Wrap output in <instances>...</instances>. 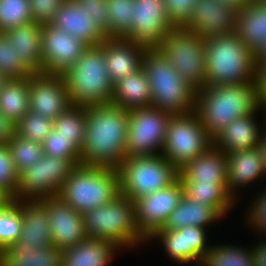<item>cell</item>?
Segmentation results:
<instances>
[{
	"label": "cell",
	"mask_w": 266,
	"mask_h": 266,
	"mask_svg": "<svg viewBox=\"0 0 266 266\" xmlns=\"http://www.w3.org/2000/svg\"><path fill=\"white\" fill-rule=\"evenodd\" d=\"M128 115L129 110L112 103L86 107L81 165L114 169L119 167L126 158Z\"/></svg>",
	"instance_id": "6da1fadb"
},
{
	"label": "cell",
	"mask_w": 266,
	"mask_h": 266,
	"mask_svg": "<svg viewBox=\"0 0 266 266\" xmlns=\"http://www.w3.org/2000/svg\"><path fill=\"white\" fill-rule=\"evenodd\" d=\"M260 109L254 82L211 85L196 91L195 111L212 139L232 121Z\"/></svg>",
	"instance_id": "7a4b0ae2"
},
{
	"label": "cell",
	"mask_w": 266,
	"mask_h": 266,
	"mask_svg": "<svg viewBox=\"0 0 266 266\" xmlns=\"http://www.w3.org/2000/svg\"><path fill=\"white\" fill-rule=\"evenodd\" d=\"M206 86L254 82L256 53L235 32L205 39Z\"/></svg>",
	"instance_id": "3957f363"
},
{
	"label": "cell",
	"mask_w": 266,
	"mask_h": 266,
	"mask_svg": "<svg viewBox=\"0 0 266 266\" xmlns=\"http://www.w3.org/2000/svg\"><path fill=\"white\" fill-rule=\"evenodd\" d=\"M142 68L150 83L151 106L172 115L195 110L196 90L157 48H146Z\"/></svg>",
	"instance_id": "277c9868"
},
{
	"label": "cell",
	"mask_w": 266,
	"mask_h": 266,
	"mask_svg": "<svg viewBox=\"0 0 266 266\" xmlns=\"http://www.w3.org/2000/svg\"><path fill=\"white\" fill-rule=\"evenodd\" d=\"M62 76L71 105L89 107L112 102L114 84L106 69L102 43L88 46Z\"/></svg>",
	"instance_id": "5b68a950"
},
{
	"label": "cell",
	"mask_w": 266,
	"mask_h": 266,
	"mask_svg": "<svg viewBox=\"0 0 266 266\" xmlns=\"http://www.w3.org/2000/svg\"><path fill=\"white\" fill-rule=\"evenodd\" d=\"M82 215L88 238L109 240L120 248L148 241L137 226L134 200L122 194Z\"/></svg>",
	"instance_id": "8992f818"
},
{
	"label": "cell",
	"mask_w": 266,
	"mask_h": 266,
	"mask_svg": "<svg viewBox=\"0 0 266 266\" xmlns=\"http://www.w3.org/2000/svg\"><path fill=\"white\" fill-rule=\"evenodd\" d=\"M119 194L117 169L78 165L69 174L57 196L83 214L108 204Z\"/></svg>",
	"instance_id": "52a82bcc"
},
{
	"label": "cell",
	"mask_w": 266,
	"mask_h": 266,
	"mask_svg": "<svg viewBox=\"0 0 266 266\" xmlns=\"http://www.w3.org/2000/svg\"><path fill=\"white\" fill-rule=\"evenodd\" d=\"M120 194L132 200L168 187L179 171L161 154L125 158L117 168Z\"/></svg>",
	"instance_id": "ba28073f"
},
{
	"label": "cell",
	"mask_w": 266,
	"mask_h": 266,
	"mask_svg": "<svg viewBox=\"0 0 266 266\" xmlns=\"http://www.w3.org/2000/svg\"><path fill=\"white\" fill-rule=\"evenodd\" d=\"M196 91L206 86L205 39L183 27L166 33L157 47Z\"/></svg>",
	"instance_id": "9c48e42d"
},
{
	"label": "cell",
	"mask_w": 266,
	"mask_h": 266,
	"mask_svg": "<svg viewBox=\"0 0 266 266\" xmlns=\"http://www.w3.org/2000/svg\"><path fill=\"white\" fill-rule=\"evenodd\" d=\"M212 144L213 139L194 110L186 114L171 115L161 155L179 171Z\"/></svg>",
	"instance_id": "30bf717a"
},
{
	"label": "cell",
	"mask_w": 266,
	"mask_h": 266,
	"mask_svg": "<svg viewBox=\"0 0 266 266\" xmlns=\"http://www.w3.org/2000/svg\"><path fill=\"white\" fill-rule=\"evenodd\" d=\"M171 115L152 106L129 110L126 158L162 153Z\"/></svg>",
	"instance_id": "8fae6325"
},
{
	"label": "cell",
	"mask_w": 266,
	"mask_h": 266,
	"mask_svg": "<svg viewBox=\"0 0 266 266\" xmlns=\"http://www.w3.org/2000/svg\"><path fill=\"white\" fill-rule=\"evenodd\" d=\"M76 165L69 159L43 154L19 174L14 200H39L57 196Z\"/></svg>",
	"instance_id": "7c38bea8"
},
{
	"label": "cell",
	"mask_w": 266,
	"mask_h": 266,
	"mask_svg": "<svg viewBox=\"0 0 266 266\" xmlns=\"http://www.w3.org/2000/svg\"><path fill=\"white\" fill-rule=\"evenodd\" d=\"M130 31L123 37L146 48H157L174 26L168 19L164 0H134Z\"/></svg>",
	"instance_id": "4fadbf2b"
},
{
	"label": "cell",
	"mask_w": 266,
	"mask_h": 266,
	"mask_svg": "<svg viewBox=\"0 0 266 266\" xmlns=\"http://www.w3.org/2000/svg\"><path fill=\"white\" fill-rule=\"evenodd\" d=\"M184 194V184L178 178L164 189L134 199L137 226L147 239L164 226Z\"/></svg>",
	"instance_id": "5bb4252c"
},
{
	"label": "cell",
	"mask_w": 266,
	"mask_h": 266,
	"mask_svg": "<svg viewBox=\"0 0 266 266\" xmlns=\"http://www.w3.org/2000/svg\"><path fill=\"white\" fill-rule=\"evenodd\" d=\"M88 47L86 43L51 24L42 27V74L62 75Z\"/></svg>",
	"instance_id": "9a60e30c"
},
{
	"label": "cell",
	"mask_w": 266,
	"mask_h": 266,
	"mask_svg": "<svg viewBox=\"0 0 266 266\" xmlns=\"http://www.w3.org/2000/svg\"><path fill=\"white\" fill-rule=\"evenodd\" d=\"M239 8L222 0H197L183 28L204 39L236 31Z\"/></svg>",
	"instance_id": "2e32d148"
},
{
	"label": "cell",
	"mask_w": 266,
	"mask_h": 266,
	"mask_svg": "<svg viewBox=\"0 0 266 266\" xmlns=\"http://www.w3.org/2000/svg\"><path fill=\"white\" fill-rule=\"evenodd\" d=\"M71 106L62 75L36 73L29 77V110L53 121Z\"/></svg>",
	"instance_id": "e0dca14e"
},
{
	"label": "cell",
	"mask_w": 266,
	"mask_h": 266,
	"mask_svg": "<svg viewBox=\"0 0 266 266\" xmlns=\"http://www.w3.org/2000/svg\"><path fill=\"white\" fill-rule=\"evenodd\" d=\"M48 212L52 245L60 250L80 244L87 239L83 215L76 212L60 197L39 199Z\"/></svg>",
	"instance_id": "ac0fdd59"
},
{
	"label": "cell",
	"mask_w": 266,
	"mask_h": 266,
	"mask_svg": "<svg viewBox=\"0 0 266 266\" xmlns=\"http://www.w3.org/2000/svg\"><path fill=\"white\" fill-rule=\"evenodd\" d=\"M206 229L196 226H187L178 230L158 229L149 238L162 241L165 253L178 264L197 262L202 260L210 249L207 245Z\"/></svg>",
	"instance_id": "d6986e66"
},
{
	"label": "cell",
	"mask_w": 266,
	"mask_h": 266,
	"mask_svg": "<svg viewBox=\"0 0 266 266\" xmlns=\"http://www.w3.org/2000/svg\"><path fill=\"white\" fill-rule=\"evenodd\" d=\"M22 214L20 237L11 249L39 250L52 245V235L48 221V212L39 200H15Z\"/></svg>",
	"instance_id": "ffe728a7"
},
{
	"label": "cell",
	"mask_w": 266,
	"mask_h": 266,
	"mask_svg": "<svg viewBox=\"0 0 266 266\" xmlns=\"http://www.w3.org/2000/svg\"><path fill=\"white\" fill-rule=\"evenodd\" d=\"M50 24L82 40L88 46L101 44L108 38L93 22L86 9H82L75 0H65Z\"/></svg>",
	"instance_id": "44dd1931"
},
{
	"label": "cell",
	"mask_w": 266,
	"mask_h": 266,
	"mask_svg": "<svg viewBox=\"0 0 266 266\" xmlns=\"http://www.w3.org/2000/svg\"><path fill=\"white\" fill-rule=\"evenodd\" d=\"M107 72L115 84L142 67L146 47L124 38H107L102 42Z\"/></svg>",
	"instance_id": "7402d4cb"
},
{
	"label": "cell",
	"mask_w": 266,
	"mask_h": 266,
	"mask_svg": "<svg viewBox=\"0 0 266 266\" xmlns=\"http://www.w3.org/2000/svg\"><path fill=\"white\" fill-rule=\"evenodd\" d=\"M183 184L227 183L226 153L212 144L179 170Z\"/></svg>",
	"instance_id": "603a6c76"
},
{
	"label": "cell",
	"mask_w": 266,
	"mask_h": 266,
	"mask_svg": "<svg viewBox=\"0 0 266 266\" xmlns=\"http://www.w3.org/2000/svg\"><path fill=\"white\" fill-rule=\"evenodd\" d=\"M227 190L235 196L238 187L246 186L266 176L262 165V156L258 148L226 153ZM237 188V189H236Z\"/></svg>",
	"instance_id": "cb8c5ba5"
},
{
	"label": "cell",
	"mask_w": 266,
	"mask_h": 266,
	"mask_svg": "<svg viewBox=\"0 0 266 266\" xmlns=\"http://www.w3.org/2000/svg\"><path fill=\"white\" fill-rule=\"evenodd\" d=\"M42 27L43 24L32 21L4 33L12 43L19 60L34 74L42 73Z\"/></svg>",
	"instance_id": "d4e9b609"
},
{
	"label": "cell",
	"mask_w": 266,
	"mask_h": 266,
	"mask_svg": "<svg viewBox=\"0 0 266 266\" xmlns=\"http://www.w3.org/2000/svg\"><path fill=\"white\" fill-rule=\"evenodd\" d=\"M254 115L232 121L213 139V144L224 153L258 148L263 133Z\"/></svg>",
	"instance_id": "484cf974"
},
{
	"label": "cell",
	"mask_w": 266,
	"mask_h": 266,
	"mask_svg": "<svg viewBox=\"0 0 266 266\" xmlns=\"http://www.w3.org/2000/svg\"><path fill=\"white\" fill-rule=\"evenodd\" d=\"M109 240L87 238L76 246L61 250V266H107L116 250Z\"/></svg>",
	"instance_id": "4316f807"
},
{
	"label": "cell",
	"mask_w": 266,
	"mask_h": 266,
	"mask_svg": "<svg viewBox=\"0 0 266 266\" xmlns=\"http://www.w3.org/2000/svg\"><path fill=\"white\" fill-rule=\"evenodd\" d=\"M223 215L213 206H207L189 198L186 194L168 216L161 230H178L187 226L205 228Z\"/></svg>",
	"instance_id": "83f0119b"
},
{
	"label": "cell",
	"mask_w": 266,
	"mask_h": 266,
	"mask_svg": "<svg viewBox=\"0 0 266 266\" xmlns=\"http://www.w3.org/2000/svg\"><path fill=\"white\" fill-rule=\"evenodd\" d=\"M235 33L257 53L266 42V2H248L239 8Z\"/></svg>",
	"instance_id": "f1b7e54d"
},
{
	"label": "cell",
	"mask_w": 266,
	"mask_h": 266,
	"mask_svg": "<svg viewBox=\"0 0 266 266\" xmlns=\"http://www.w3.org/2000/svg\"><path fill=\"white\" fill-rule=\"evenodd\" d=\"M111 103L126 110L151 106L150 83L142 67L114 84Z\"/></svg>",
	"instance_id": "f546056e"
},
{
	"label": "cell",
	"mask_w": 266,
	"mask_h": 266,
	"mask_svg": "<svg viewBox=\"0 0 266 266\" xmlns=\"http://www.w3.org/2000/svg\"><path fill=\"white\" fill-rule=\"evenodd\" d=\"M29 111V77L6 79L0 89V112L15 125Z\"/></svg>",
	"instance_id": "4dcf8cb0"
},
{
	"label": "cell",
	"mask_w": 266,
	"mask_h": 266,
	"mask_svg": "<svg viewBox=\"0 0 266 266\" xmlns=\"http://www.w3.org/2000/svg\"><path fill=\"white\" fill-rule=\"evenodd\" d=\"M61 250L54 245L39 250H2V266H60Z\"/></svg>",
	"instance_id": "1f68e13d"
},
{
	"label": "cell",
	"mask_w": 266,
	"mask_h": 266,
	"mask_svg": "<svg viewBox=\"0 0 266 266\" xmlns=\"http://www.w3.org/2000/svg\"><path fill=\"white\" fill-rule=\"evenodd\" d=\"M184 187L189 198L203 205L215 207L223 216L236 202L227 190V183L184 184Z\"/></svg>",
	"instance_id": "d6a6232c"
},
{
	"label": "cell",
	"mask_w": 266,
	"mask_h": 266,
	"mask_svg": "<svg viewBox=\"0 0 266 266\" xmlns=\"http://www.w3.org/2000/svg\"><path fill=\"white\" fill-rule=\"evenodd\" d=\"M86 107L71 105L53 122V130L58 136L72 140L81 150L85 139Z\"/></svg>",
	"instance_id": "836d02e7"
},
{
	"label": "cell",
	"mask_w": 266,
	"mask_h": 266,
	"mask_svg": "<svg viewBox=\"0 0 266 266\" xmlns=\"http://www.w3.org/2000/svg\"><path fill=\"white\" fill-rule=\"evenodd\" d=\"M253 262L252 249L216 245L210 246L200 266H254Z\"/></svg>",
	"instance_id": "e575fe53"
},
{
	"label": "cell",
	"mask_w": 266,
	"mask_h": 266,
	"mask_svg": "<svg viewBox=\"0 0 266 266\" xmlns=\"http://www.w3.org/2000/svg\"><path fill=\"white\" fill-rule=\"evenodd\" d=\"M109 10L108 38H123L129 31L134 13V0H106Z\"/></svg>",
	"instance_id": "d590c367"
},
{
	"label": "cell",
	"mask_w": 266,
	"mask_h": 266,
	"mask_svg": "<svg viewBox=\"0 0 266 266\" xmlns=\"http://www.w3.org/2000/svg\"><path fill=\"white\" fill-rule=\"evenodd\" d=\"M8 148L18 174L30 168L44 154L42 144L19 136L16 132L11 138Z\"/></svg>",
	"instance_id": "8d00e7d4"
},
{
	"label": "cell",
	"mask_w": 266,
	"mask_h": 266,
	"mask_svg": "<svg viewBox=\"0 0 266 266\" xmlns=\"http://www.w3.org/2000/svg\"><path fill=\"white\" fill-rule=\"evenodd\" d=\"M22 214L11 199L0 209V248L10 247L20 237Z\"/></svg>",
	"instance_id": "74e56055"
},
{
	"label": "cell",
	"mask_w": 266,
	"mask_h": 266,
	"mask_svg": "<svg viewBox=\"0 0 266 266\" xmlns=\"http://www.w3.org/2000/svg\"><path fill=\"white\" fill-rule=\"evenodd\" d=\"M32 21L30 0H0V33Z\"/></svg>",
	"instance_id": "f35d334b"
},
{
	"label": "cell",
	"mask_w": 266,
	"mask_h": 266,
	"mask_svg": "<svg viewBox=\"0 0 266 266\" xmlns=\"http://www.w3.org/2000/svg\"><path fill=\"white\" fill-rule=\"evenodd\" d=\"M53 120L39 113L28 111L15 125V132L24 138L42 144L53 129Z\"/></svg>",
	"instance_id": "ab89813d"
},
{
	"label": "cell",
	"mask_w": 266,
	"mask_h": 266,
	"mask_svg": "<svg viewBox=\"0 0 266 266\" xmlns=\"http://www.w3.org/2000/svg\"><path fill=\"white\" fill-rule=\"evenodd\" d=\"M0 73L7 79L27 78L34 73L21 61L4 33H0Z\"/></svg>",
	"instance_id": "60d3db41"
},
{
	"label": "cell",
	"mask_w": 266,
	"mask_h": 266,
	"mask_svg": "<svg viewBox=\"0 0 266 266\" xmlns=\"http://www.w3.org/2000/svg\"><path fill=\"white\" fill-rule=\"evenodd\" d=\"M44 154L52 157L69 159L76 166L81 165L80 152L81 150L75 145L72 140L64 139L58 136V132L52 129L51 133L42 143Z\"/></svg>",
	"instance_id": "b9f144b4"
},
{
	"label": "cell",
	"mask_w": 266,
	"mask_h": 266,
	"mask_svg": "<svg viewBox=\"0 0 266 266\" xmlns=\"http://www.w3.org/2000/svg\"><path fill=\"white\" fill-rule=\"evenodd\" d=\"M18 181L19 174L8 146H0V190L13 199L16 196Z\"/></svg>",
	"instance_id": "7bdbcfd3"
},
{
	"label": "cell",
	"mask_w": 266,
	"mask_h": 266,
	"mask_svg": "<svg viewBox=\"0 0 266 266\" xmlns=\"http://www.w3.org/2000/svg\"><path fill=\"white\" fill-rule=\"evenodd\" d=\"M197 0H164L168 19L174 27H183L192 14Z\"/></svg>",
	"instance_id": "ee69618b"
},
{
	"label": "cell",
	"mask_w": 266,
	"mask_h": 266,
	"mask_svg": "<svg viewBox=\"0 0 266 266\" xmlns=\"http://www.w3.org/2000/svg\"><path fill=\"white\" fill-rule=\"evenodd\" d=\"M65 0H30L33 21L40 24H50L59 7Z\"/></svg>",
	"instance_id": "f6af8a7d"
},
{
	"label": "cell",
	"mask_w": 266,
	"mask_h": 266,
	"mask_svg": "<svg viewBox=\"0 0 266 266\" xmlns=\"http://www.w3.org/2000/svg\"><path fill=\"white\" fill-rule=\"evenodd\" d=\"M82 9H86L100 29L106 33L109 30L108 7L106 0H75Z\"/></svg>",
	"instance_id": "bcb514c9"
},
{
	"label": "cell",
	"mask_w": 266,
	"mask_h": 266,
	"mask_svg": "<svg viewBox=\"0 0 266 266\" xmlns=\"http://www.w3.org/2000/svg\"><path fill=\"white\" fill-rule=\"evenodd\" d=\"M264 189L266 188L264 187ZM255 200V202H252L253 207L250 206V209H248L250 211L247 212L249 214L247 221L249 226L251 225L254 229L266 234V190L261 192Z\"/></svg>",
	"instance_id": "7dc6e473"
},
{
	"label": "cell",
	"mask_w": 266,
	"mask_h": 266,
	"mask_svg": "<svg viewBox=\"0 0 266 266\" xmlns=\"http://www.w3.org/2000/svg\"><path fill=\"white\" fill-rule=\"evenodd\" d=\"M254 85L259 106L263 108L266 106V62H256Z\"/></svg>",
	"instance_id": "c3c4849f"
},
{
	"label": "cell",
	"mask_w": 266,
	"mask_h": 266,
	"mask_svg": "<svg viewBox=\"0 0 266 266\" xmlns=\"http://www.w3.org/2000/svg\"><path fill=\"white\" fill-rule=\"evenodd\" d=\"M15 129V124L0 112V146H8Z\"/></svg>",
	"instance_id": "681fc988"
},
{
	"label": "cell",
	"mask_w": 266,
	"mask_h": 266,
	"mask_svg": "<svg viewBox=\"0 0 266 266\" xmlns=\"http://www.w3.org/2000/svg\"><path fill=\"white\" fill-rule=\"evenodd\" d=\"M254 266H266V241L253 246Z\"/></svg>",
	"instance_id": "f907efd6"
},
{
	"label": "cell",
	"mask_w": 266,
	"mask_h": 266,
	"mask_svg": "<svg viewBox=\"0 0 266 266\" xmlns=\"http://www.w3.org/2000/svg\"><path fill=\"white\" fill-rule=\"evenodd\" d=\"M263 131V134L261 136V139H260V142H259V145H258V149L261 153V156H262V165H263V168H264V171L266 173V130H262Z\"/></svg>",
	"instance_id": "816d5d0a"
},
{
	"label": "cell",
	"mask_w": 266,
	"mask_h": 266,
	"mask_svg": "<svg viewBox=\"0 0 266 266\" xmlns=\"http://www.w3.org/2000/svg\"><path fill=\"white\" fill-rule=\"evenodd\" d=\"M256 62H266V42L256 53Z\"/></svg>",
	"instance_id": "f5cc1de1"
},
{
	"label": "cell",
	"mask_w": 266,
	"mask_h": 266,
	"mask_svg": "<svg viewBox=\"0 0 266 266\" xmlns=\"http://www.w3.org/2000/svg\"><path fill=\"white\" fill-rule=\"evenodd\" d=\"M222 1L229 2L238 8H242L246 3H248V0H222Z\"/></svg>",
	"instance_id": "db71d44e"
},
{
	"label": "cell",
	"mask_w": 266,
	"mask_h": 266,
	"mask_svg": "<svg viewBox=\"0 0 266 266\" xmlns=\"http://www.w3.org/2000/svg\"><path fill=\"white\" fill-rule=\"evenodd\" d=\"M11 199L2 191L0 190V209L6 205Z\"/></svg>",
	"instance_id": "11a10c76"
},
{
	"label": "cell",
	"mask_w": 266,
	"mask_h": 266,
	"mask_svg": "<svg viewBox=\"0 0 266 266\" xmlns=\"http://www.w3.org/2000/svg\"><path fill=\"white\" fill-rule=\"evenodd\" d=\"M7 78H5L1 73H0V89H1V86L2 84L4 83V81L6 80Z\"/></svg>",
	"instance_id": "9f6ffc18"
},
{
	"label": "cell",
	"mask_w": 266,
	"mask_h": 266,
	"mask_svg": "<svg viewBox=\"0 0 266 266\" xmlns=\"http://www.w3.org/2000/svg\"><path fill=\"white\" fill-rule=\"evenodd\" d=\"M248 2L265 3L266 0H248Z\"/></svg>",
	"instance_id": "6f0895ef"
},
{
	"label": "cell",
	"mask_w": 266,
	"mask_h": 266,
	"mask_svg": "<svg viewBox=\"0 0 266 266\" xmlns=\"http://www.w3.org/2000/svg\"><path fill=\"white\" fill-rule=\"evenodd\" d=\"M263 110H265V111H266V106H265V107H263ZM264 113H266V112H264ZM265 122H266V117H265ZM265 122H263L265 126H264V127H262V128L266 130V123H265Z\"/></svg>",
	"instance_id": "680465c9"
},
{
	"label": "cell",
	"mask_w": 266,
	"mask_h": 266,
	"mask_svg": "<svg viewBox=\"0 0 266 266\" xmlns=\"http://www.w3.org/2000/svg\"><path fill=\"white\" fill-rule=\"evenodd\" d=\"M0 266H2V249L0 248Z\"/></svg>",
	"instance_id": "91938a15"
}]
</instances>
